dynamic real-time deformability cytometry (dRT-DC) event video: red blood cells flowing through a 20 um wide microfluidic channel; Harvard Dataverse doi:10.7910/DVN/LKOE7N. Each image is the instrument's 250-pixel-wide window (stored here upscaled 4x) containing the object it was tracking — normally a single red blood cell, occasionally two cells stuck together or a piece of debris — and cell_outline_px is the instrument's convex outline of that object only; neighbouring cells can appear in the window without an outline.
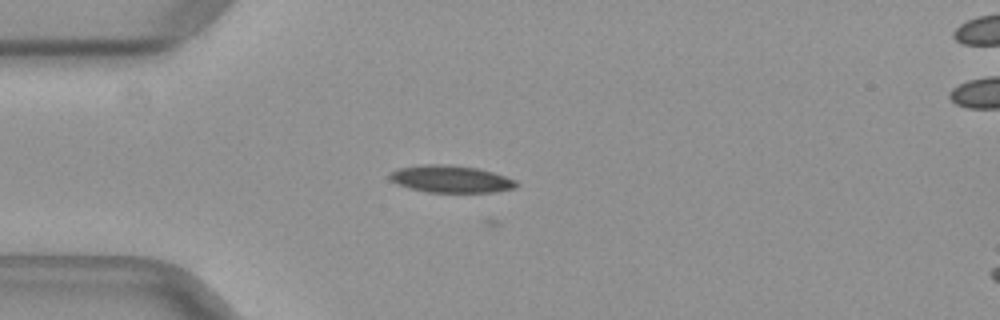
{"species": "common noctule bat (a hibernating species)", "species_latin": "Nyctalus noctula", "temperature_condition": "warm", "stored_images_in_passage": 32, "camera_frame_rate_fps": 3000, "um_per_image_px": 0.085, "animal": {"sex": "female", "body_mass_g": 29.2, "forearm_length_mm": 56.3}, "frame": {"image": 1, "passage_image": 2, "time_ms": 0.333, "image_size_px": [1000, 320], "cell_outline_px": [[520, 184], [516, 188], [496, 192], [428, 192], [408, 188], [396, 184], [388, 176], [388, 172], [400, 168], [424, 164], [444, 164], [476, 168], [492, 172], [516, 180]], "centroid_in_image_um": [38.32, 15.22], "position_along_channel_um": 46.7, "area_um2": 20.11}}